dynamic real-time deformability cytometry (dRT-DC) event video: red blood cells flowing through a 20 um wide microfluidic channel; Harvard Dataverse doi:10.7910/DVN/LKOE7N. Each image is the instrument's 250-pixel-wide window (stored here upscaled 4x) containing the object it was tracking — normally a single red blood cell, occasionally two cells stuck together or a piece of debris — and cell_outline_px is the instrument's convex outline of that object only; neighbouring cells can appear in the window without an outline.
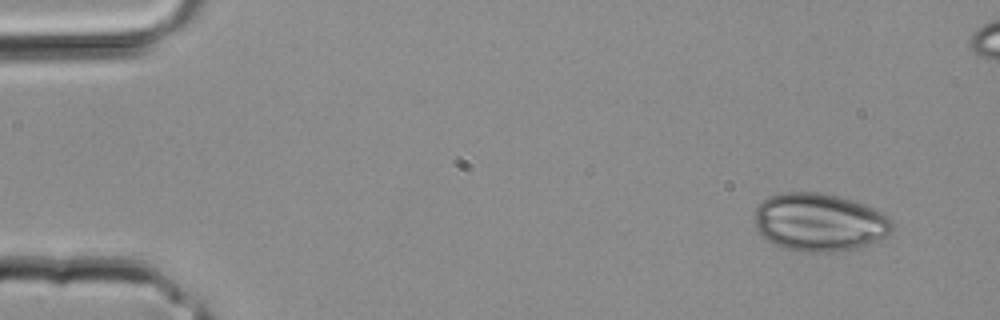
{"species": "common noctule bat (a hibernating species)", "species_latin": "Nyctalus noctula", "temperature_condition": "room temperature", "stored_images_in_passage": 4, "camera_frame_rate_fps": 3000, "um_per_image_px": 0.085, "animal": {"sex": "male", "body_mass_g": 20.4}, "frame": {"image": 1, "passage_image": 1, "time_ms": 0.0, "image_size_px": [1000, 320], "cell_outline_px": [[892, 232], [868, 244], [856, 248], [828, 252], [804, 252], [788, 248], [776, 244], [768, 240], [756, 232], [756, 208], [768, 196], [784, 192], [816, 192], [836, 196], [872, 208], [888, 216], [892, 220]], "centroid_in_image_um": [69.62, 18.89], "position_along_channel_um": 15.4, "area_um2": 45.84}}